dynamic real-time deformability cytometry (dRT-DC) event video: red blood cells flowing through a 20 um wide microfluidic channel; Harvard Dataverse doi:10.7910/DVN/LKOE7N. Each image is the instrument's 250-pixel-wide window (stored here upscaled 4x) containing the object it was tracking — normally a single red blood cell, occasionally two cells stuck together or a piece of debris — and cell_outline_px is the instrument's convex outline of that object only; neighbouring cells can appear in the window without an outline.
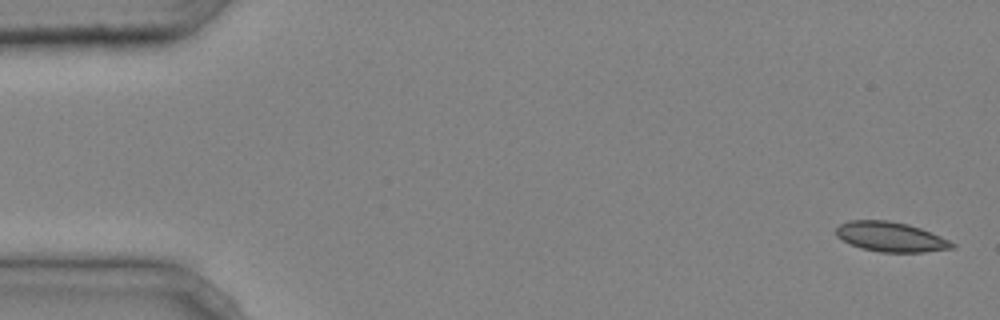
{"species": "common noctule bat (a hibernating species)", "species_latin": "Nyctalus noctula", "temperature_condition": "cold", "stored_images_in_passage": 4, "camera_frame_rate_fps": 3000, "um_per_image_px": 0.085, "animal": {"sex": "male", "body_mass_g": 20.4}, "frame": {"image": 1, "passage_image": 1, "time_ms": 0.0, "image_size_px": [1000, 320], "cell_outline_px": [[956, 248], [924, 252], [880, 252], [860, 248], [836, 236], [836, 228], [840, 224], [848, 220], [888, 220], [908, 224], [920, 228], [940, 236], [956, 244]], "centroid_in_image_um": [75.72, 20.13], "position_along_channel_um": 9.3, "area_um2": 20.11}}
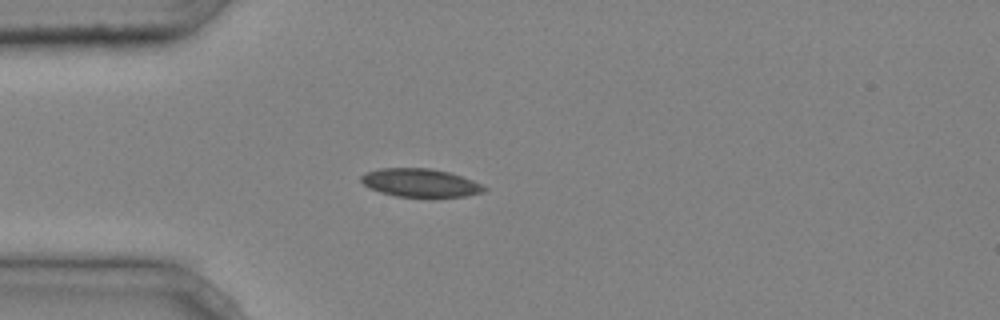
{"frame": {"image": 2, "passage_image": 4, "time_ms": 1.0, "image_size_px": [1000, 320], "cell_outline_px": [[488, 188], [484, 192], [464, 196], [396, 196], [380, 192], [364, 184], [360, 180], [360, 176], [364, 172], [380, 168], [432, 168], [448, 172], [472, 180]], "centroid_in_image_um": [35.69, 15.52], "position_along_channel_um": 49.3, "area_um2": 20.0}}